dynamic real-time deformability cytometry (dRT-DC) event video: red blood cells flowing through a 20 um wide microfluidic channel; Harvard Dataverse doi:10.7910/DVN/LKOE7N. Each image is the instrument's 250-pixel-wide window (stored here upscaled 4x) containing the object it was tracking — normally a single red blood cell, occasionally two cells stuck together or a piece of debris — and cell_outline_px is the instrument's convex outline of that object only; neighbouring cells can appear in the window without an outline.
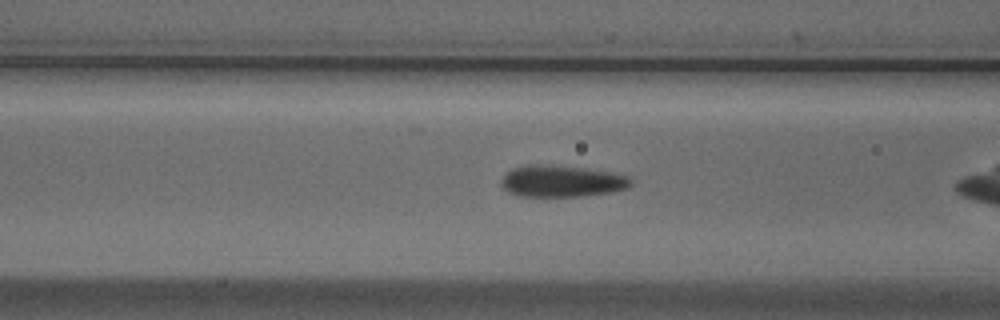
{"species": "Egyptian fruit bat (a non-hibernating species)", "species_latin": "Rousettus aegyptiacus", "temperature_condition": "cold", "stored_images_in_passage": 52, "camera_frame_rate_fps": 3000, "um_per_image_px": 0.085, "animal": {"sex": "male"}, "frame": {"image": 1, "passage_image": 18, "time_ms": 5.667, "image_size_px": [1000, 320], "cell_outline_px": [[632, 184], [628, 188], [608, 192], [580, 196], [516, 196], [508, 192], [500, 184], [500, 180], [512, 168], [528, 164], [548, 164], [584, 168], [612, 172], [628, 176], [632, 180]], "centroid_in_image_um": [47.72, 15.39], "position_along_channel_um": 118.9, "area_um2": 23.99}}
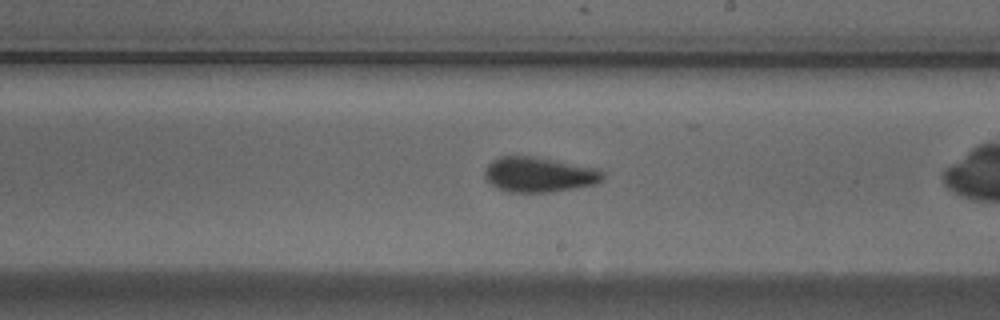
{"frame": {"image": 2, "passage_image": 28, "time_ms": 9.0, "image_size_px": [1000, 320], "cell_outline_px": [[604, 180], [596, 184], [576, 188], [552, 192], [512, 192], [500, 188], [492, 184], [484, 176], [484, 172], [488, 164], [492, 160], [500, 156], [536, 156], [600, 168], [604, 172]], "centroid_in_image_um": [45.89, 14.82], "position_along_channel_um": 243.1, "area_um2": 24.39}}
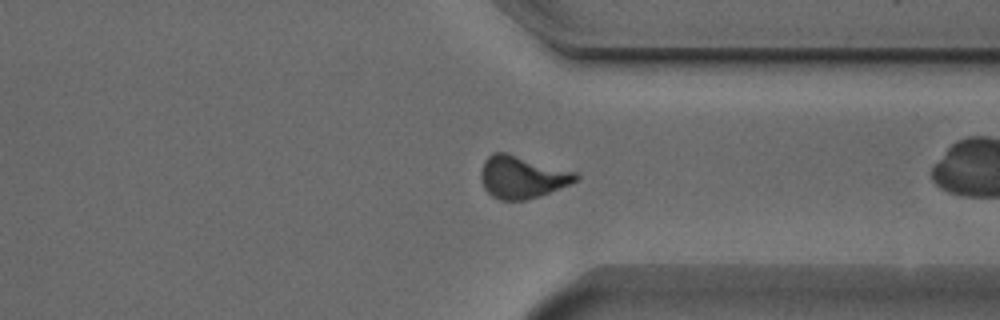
{"frame": {"image": 3, "passage_image": 38, "time_ms": 12.333, "image_size_px": [1000, 320], "cell_outline_px": [[580, 176], [576, 180], [568, 184], [540, 196], [524, 200], [500, 200], [492, 196], [484, 188], [480, 176], [480, 172], [484, 160], [492, 152], [508, 152], [576, 172]], "centroid_in_image_um": [44.34, 15.03], "position_along_channel_um": 367.1, "area_um2": 23.47}, "authors_computed_cell_mechanics": {"area_um2": 24.1026, "velocity_mm_per_s": 3.7419, "shape_relaxation_time_tau1_ms": 5.9757, "shape_relaxation_time_tau2_ms": 0.7367, "deformation_change_tau1": 0.143, "deformation_change_tau2": 0.0419}}